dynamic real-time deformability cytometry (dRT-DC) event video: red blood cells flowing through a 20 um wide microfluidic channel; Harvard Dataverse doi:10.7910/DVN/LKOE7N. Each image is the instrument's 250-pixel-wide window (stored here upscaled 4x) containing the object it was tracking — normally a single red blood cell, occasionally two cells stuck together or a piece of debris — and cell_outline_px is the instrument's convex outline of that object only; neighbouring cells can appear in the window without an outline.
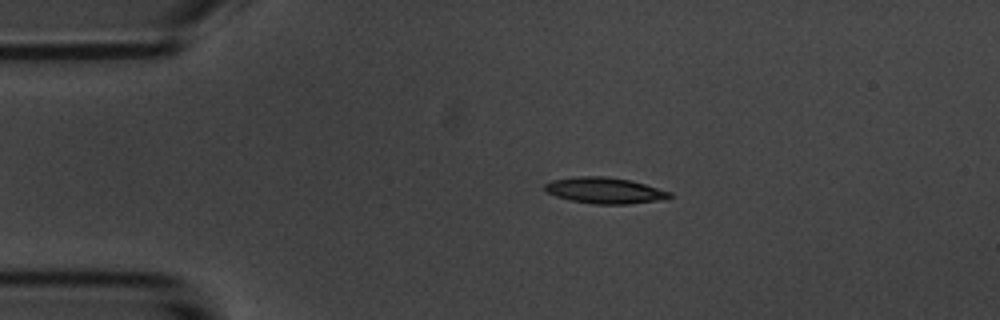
{"species": "common noctule bat (a hibernating species)", "species_latin": "Nyctalus noctula", "temperature_condition": "room temperature", "stored_images_in_passage": 4, "camera_frame_rate_fps": 3000, "um_per_image_px": 0.085, "animal": {"sex": "male", "body_mass_g": 20.1, "forearm_length_mm": 53.5}, "frame": {"image": 1, "passage_image": 4, "time_ms": 3.667, "image_size_px": [1000, 320], "cell_outline_px": [[672, 196], [668, 200], [628, 204], [596, 204], [572, 200], [556, 196], [548, 192], [544, 188], [544, 184], [552, 180], [580, 176], [604, 176], [632, 180], [672, 192]], "centroid_in_image_um": [51.48, 16.19], "position_along_channel_um": 33.5, "area_um2": 19.07}}